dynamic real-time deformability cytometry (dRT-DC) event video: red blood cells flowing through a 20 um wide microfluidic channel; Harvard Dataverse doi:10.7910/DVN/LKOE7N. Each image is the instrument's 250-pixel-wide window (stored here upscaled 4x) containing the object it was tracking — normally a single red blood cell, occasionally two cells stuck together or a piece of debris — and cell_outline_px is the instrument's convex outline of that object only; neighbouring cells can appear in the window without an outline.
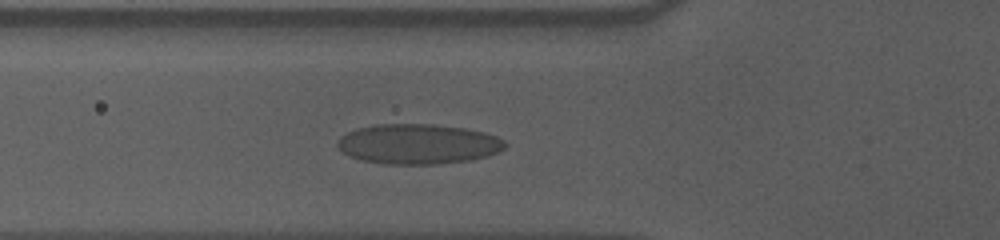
{"species": "human", "species_latin": "Homo sapiens", "temperature_condition": "cold", "stored_images_in_passage": 38, "camera_frame_rate_fps": 3000, "um_per_image_px": 0.085, "donor": {"sex": "male"}, "frame": {"image": 1, "passage_image": 10, "time_ms": 3.0, "image_size_px": [1000, 240], "cell_outline_px": [[508, 144], [504, 148], [488, 156], [468, 160], [436, 164], [380, 164], [360, 160], [348, 156], [336, 144], [336, 140], [340, 136], [356, 128], [372, 124], [436, 124], [464, 128], [484, 132], [496, 136], [504, 140]], "centroid_in_image_um": [35.5, 12.24], "position_along_channel_um": 90.3, "area_um2": 39.42}}
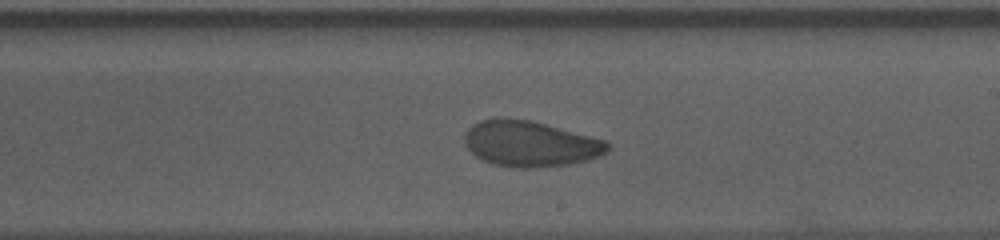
{"frame": {"image": 2, "passage_image": 23, "time_ms": 7.333, "image_size_px": [1000, 240], "cell_outline_px": [[612, 148], [608, 152], [600, 156], [588, 160], [568, 164], [532, 168], [520, 168], [492, 164], [480, 160], [464, 144], [464, 132], [472, 124], [480, 120], [496, 116], [504, 116], [532, 120], [608, 140], [612, 144]], "centroid_in_image_um": [45.08, 12.19], "position_along_channel_um": 243.9, "area_um2": 39.13}}
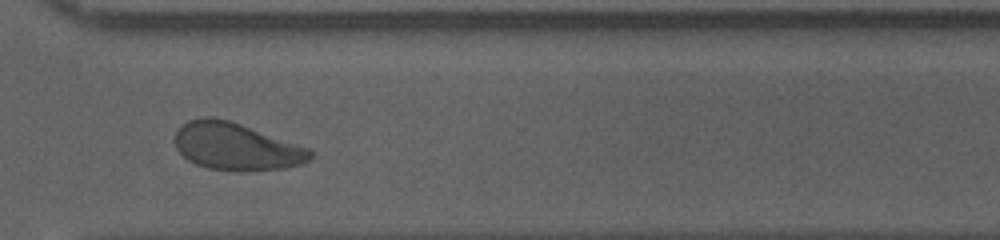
{"frame": {"image": 3, "passage_image": 32, "time_ms": 10.333, "image_size_px": [1000, 240], "cell_outline_px": [[312, 156], [308, 160], [300, 164], [284, 168], [240, 172], [236, 172], [208, 168], [196, 164], [188, 160], [176, 148], [176, 132], [188, 120], [204, 116], [212, 116], [228, 120], [312, 148]], "centroid_in_image_um": [20.1, 12.46], "position_along_channel_um": 350.5, "area_um2": 37.4}, "authors_computed_cell_mechanics": {"area_um2": 38.0324, "velocity_mm_per_s": 3.5487, "shape_relaxation_time_tau1_ms": 5.6901, "shape_relaxation_time_tau2_ms": 1.8996, "deformation_change_tau1": 0.142, "deformation_change_tau2": 0.0635}}